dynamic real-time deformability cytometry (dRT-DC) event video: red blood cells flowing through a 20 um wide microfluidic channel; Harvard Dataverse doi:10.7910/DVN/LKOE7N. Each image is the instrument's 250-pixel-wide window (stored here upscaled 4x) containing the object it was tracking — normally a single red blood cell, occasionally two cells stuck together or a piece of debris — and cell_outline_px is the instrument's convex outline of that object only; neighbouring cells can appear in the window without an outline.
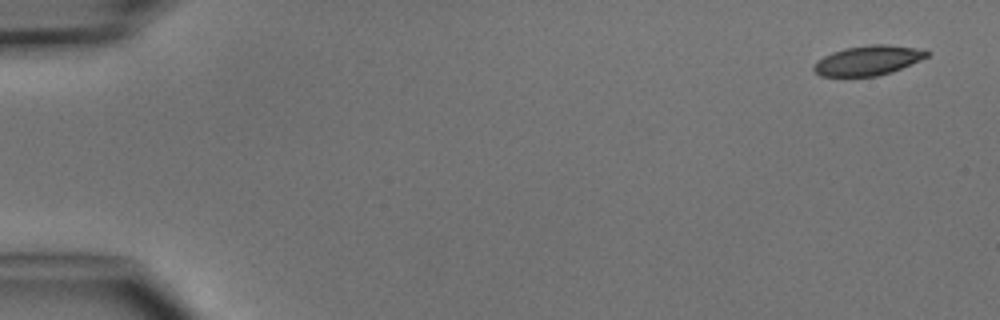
{"species": "common noctule bat (a hibernating species)", "species_latin": "Nyctalus noctula", "temperature_condition": "cold", "stored_images_in_passage": 5, "camera_frame_rate_fps": 3000, "um_per_image_px": 0.085, "animal": {"sex": "male", "body_mass_g": 15.6}, "frame": {"image": 1, "passage_image": 1, "time_ms": 0.0, "image_size_px": [1000, 320], "cell_outline_px": [[932, 52], [928, 56], [920, 60], [892, 72], [876, 76], [820, 76], [812, 68], [812, 64], [816, 60], [832, 52], [844, 48], [872, 44], [888, 44], [924, 48]], "centroid_in_image_um": [73.81, 5.12], "position_along_channel_um": 11.2, "area_um2": 19.88}}
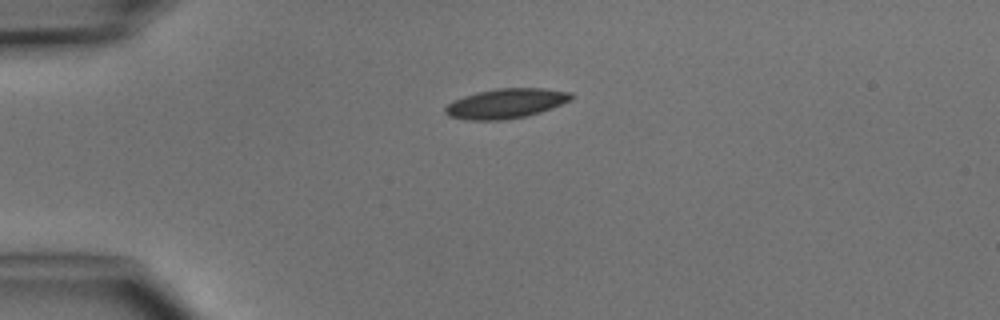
{"frame": {"image": 2, "passage_image": 4, "time_ms": 3.333, "image_size_px": [1000, 320], "cell_outline_px": [[576, 96], [572, 100], [540, 112], [528, 116], [504, 120], [464, 120], [448, 116], [444, 112], [444, 108], [452, 100], [476, 92], [496, 88], [544, 88], [572, 92]], "centroid_in_image_um": [43.01, 8.79], "position_along_channel_um": 42.0, "area_um2": 22.2}}